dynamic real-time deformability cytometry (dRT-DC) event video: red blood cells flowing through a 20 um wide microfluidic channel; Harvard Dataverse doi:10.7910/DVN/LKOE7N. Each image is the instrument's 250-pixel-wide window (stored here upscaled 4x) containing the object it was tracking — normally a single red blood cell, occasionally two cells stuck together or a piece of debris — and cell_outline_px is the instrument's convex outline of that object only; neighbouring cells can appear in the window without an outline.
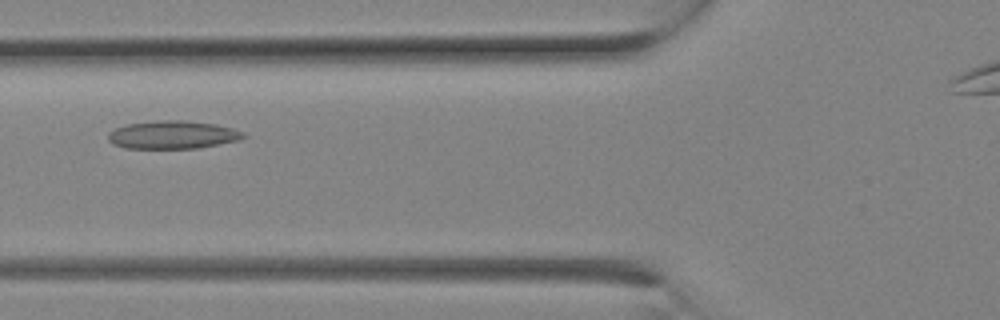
{"species": "Egyptian fruit bat (a non-hibernating species)", "species_latin": "Rousettus aegyptiacus", "temperature_condition": "room temperature", "stored_images_in_passage": 3, "camera_frame_rate_fps": 3000, "um_per_image_px": 0.085, "animal": {"sex": "female"}, "frame": {"image": 1, "passage_image": 3, "time_ms": 0.667, "image_size_px": [1000, 320], "cell_outline_px": [[248, 136], [236, 140], [196, 148], [124, 148], [112, 144], [108, 140], [108, 132], [116, 128], [128, 124], [160, 120], [184, 120], [216, 124], [232, 128], [244, 132]], "centroid_in_image_um": [14.65, 11.45], "position_along_channel_um": 111.1, "area_um2": 21.96}}